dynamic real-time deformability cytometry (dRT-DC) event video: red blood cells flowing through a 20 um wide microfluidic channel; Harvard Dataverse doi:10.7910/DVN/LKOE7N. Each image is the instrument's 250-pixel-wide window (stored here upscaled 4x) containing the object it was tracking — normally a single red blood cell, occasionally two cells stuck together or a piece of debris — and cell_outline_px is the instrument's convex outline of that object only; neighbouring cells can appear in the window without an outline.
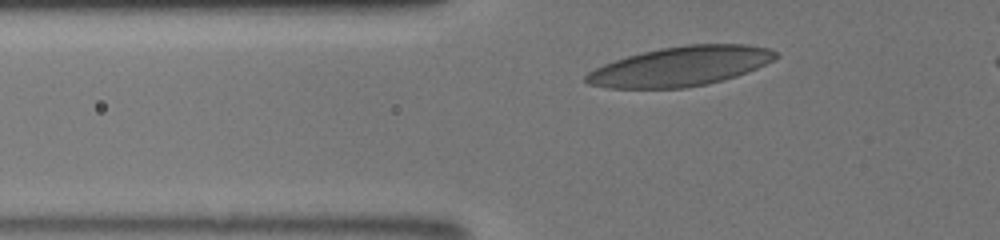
{"species": "human", "species_latin": "Homo sapiens", "temperature_condition": "room temperature", "stored_images_in_passage": 31, "camera_frame_rate_fps": 3000, "um_per_image_px": 0.085, "donor": {"sex": "male"}, "frame": {"image": 1, "passage_image": 10, "time_ms": 3.667, "image_size_px": [1000, 240], "cell_outline_px": [[780, 56], [748, 72], [736, 76], [708, 84], [684, 88], [608, 88], [588, 84], [584, 80], [584, 76], [588, 72], [604, 64], [628, 56], [660, 48], [688, 44], [752, 44], [768, 48], [776, 52]], "centroid_in_image_um": [57.85, 5.64], "position_along_channel_um": 67.9, "area_um2": 43.58}}
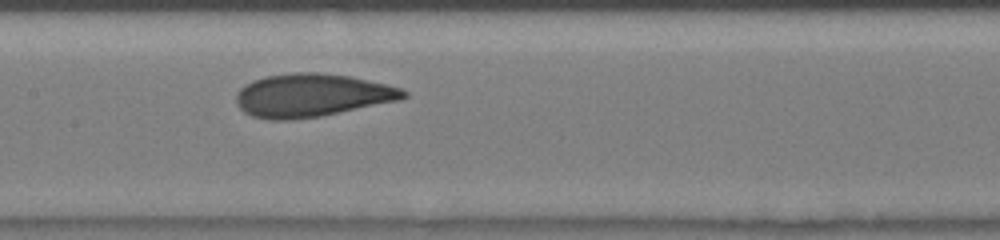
{"frame": {"image": 2, "passage_image": 17, "time_ms": 6.667, "image_size_px": [1000, 240], "cell_outline_px": [[408, 96], [400, 100], [320, 116], [292, 120], [268, 120], [252, 116], [244, 112], [236, 104], [236, 92], [240, 88], [252, 80], [264, 76], [292, 72], [316, 72], [348, 76], [384, 84], [400, 88], [408, 92]], "centroid_in_image_um": [26.45, 8.1], "position_along_channel_um": 180.9, "area_um2": 42.08}}
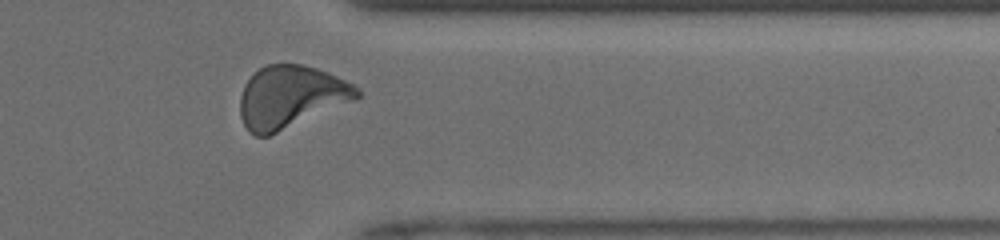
{"frame": {"image": 3, "passage_image": 29, "time_ms": 11.667, "image_size_px": [1000, 240], "cell_outline_px": [[360, 96], [356, 100], [268, 136], [256, 136], [248, 132], [240, 116], [240, 96], [244, 84], [264, 64], [300, 64], [316, 68], [328, 72], [360, 88]], "centroid_in_image_um": [24.71, 8.24], "position_along_channel_um": 386.7, "area_um2": 42.43}, "authors_computed_cell_mechanics": {"area_um2": 41.2692, "velocity_mm_per_s": 4.144, "shape_relaxation_time_tau1_ms": 3.1775, "shape_relaxation_time_tau2_ms": 1.0346, "deformation_change_tau1": 0.14, "deformation_change_tau2": 0.0659}}